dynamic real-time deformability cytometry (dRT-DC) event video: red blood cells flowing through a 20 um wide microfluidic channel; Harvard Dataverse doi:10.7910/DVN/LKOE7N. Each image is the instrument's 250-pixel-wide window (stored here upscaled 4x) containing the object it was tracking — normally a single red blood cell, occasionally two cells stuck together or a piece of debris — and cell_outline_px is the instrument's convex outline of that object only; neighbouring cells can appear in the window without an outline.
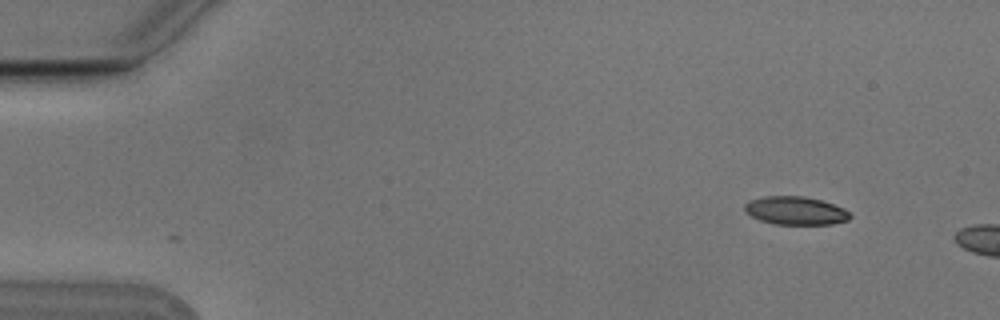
{"species": "Egyptian fruit bat (a non-hibernating species)", "species_latin": "Rousettus aegyptiacus", "temperature_condition": "cold", "stored_images_in_passage": 4, "camera_frame_rate_fps": 3000, "um_per_image_px": 0.085, "animal": {"sex": "male"}, "frame": {"image": 1, "passage_image": 2, "time_ms": 0.333, "image_size_px": [1000, 320], "cell_outline_px": [[852, 216], [848, 220], [832, 224], [776, 224], [760, 220], [744, 212], [744, 204], [752, 200], [764, 196], [804, 196], [820, 200], [844, 208]], "centroid_in_image_um": [67.61, 17.9], "position_along_channel_um": 17.4, "area_um2": 17.22}}